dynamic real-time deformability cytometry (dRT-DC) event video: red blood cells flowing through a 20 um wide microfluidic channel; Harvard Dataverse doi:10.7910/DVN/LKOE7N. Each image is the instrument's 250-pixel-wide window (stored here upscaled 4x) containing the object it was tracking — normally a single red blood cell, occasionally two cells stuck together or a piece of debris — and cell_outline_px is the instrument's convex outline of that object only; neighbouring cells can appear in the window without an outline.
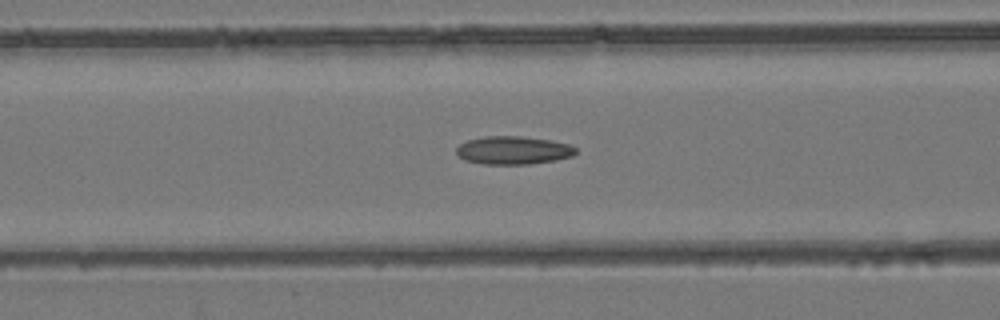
{"species": "common noctule bat (a hibernating species)", "species_latin": "Nyctalus noctula", "temperature_condition": "room temperature", "stored_images_in_passage": 55, "camera_frame_rate_fps": 3000, "um_per_image_px": 0.085, "animal": {"sex": "female", "body_mass_g": 24.6, "forearm_length_mm": 56.2}, "frame": {"image": 1, "passage_image": 23, "time_ms": 7.333, "image_size_px": [1000, 320], "cell_outline_px": [[576, 152], [572, 156], [556, 160], [528, 164], [484, 164], [464, 160], [456, 152], [456, 148], [460, 144], [468, 140], [484, 136], [520, 136], [552, 140], [568, 144], [576, 148]], "centroid_in_image_um": [43.62, 12.77], "position_along_channel_um": 123.0, "area_um2": 19.54}}
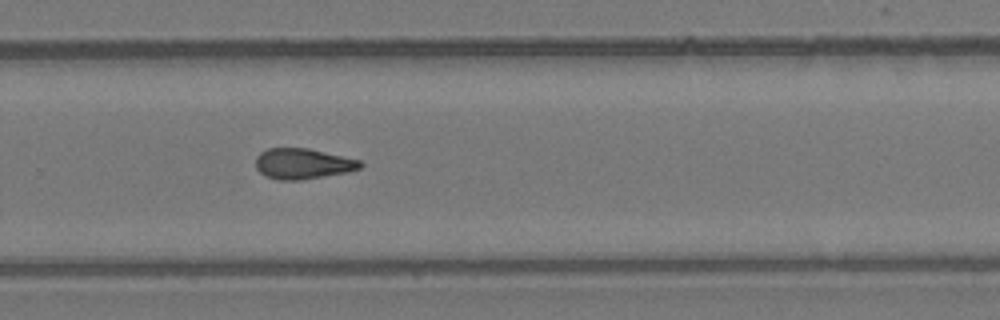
{"frame": {"image": 2, "passage_image": 37, "time_ms": 12.0, "image_size_px": [1000, 320], "cell_outline_px": [[364, 164], [360, 168], [348, 172], [300, 180], [280, 180], [264, 176], [256, 168], [256, 156], [260, 152], [268, 148], [308, 148], [360, 160]], "centroid_in_image_um": [25.72, 13.91], "position_along_channel_um": 304.1, "area_um2": 18.67}}
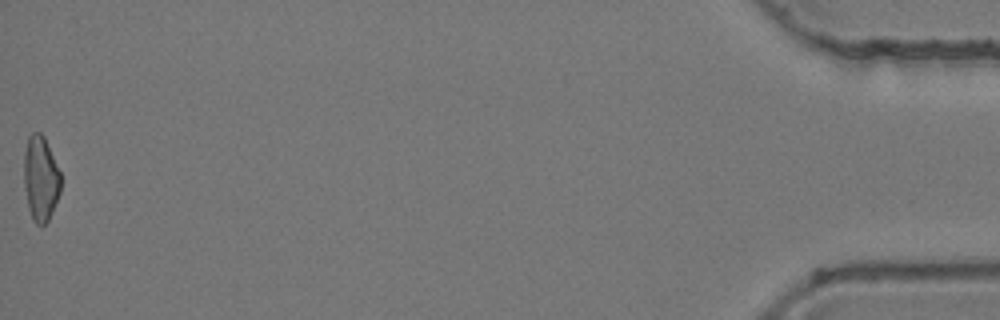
{"frame": {"image": 3, "passage_image": 55, "time_ms": 18.0, "image_size_px": [1000, 320], "cell_outline_px": [[60, 192], [48, 220], [44, 224], [36, 224], [32, 220], [28, 208], [24, 188], [24, 152], [28, 136], [32, 132], [40, 132], [44, 136], [60, 172]], "centroid_in_image_um": [3.43, 15.16], "position_along_channel_um": 431.8, "area_um2": 18.21}, "authors_computed_cell_mechanics": {"area_um2": 19.1318, "velocity_mm_per_s": 3.8825, "shape_relaxation_time_tau1_ms": null, "shape_relaxation_time_tau2_ms": 4.6513, "deformation_change_tau1": null, "deformation_change_tau2": 0.1415}}